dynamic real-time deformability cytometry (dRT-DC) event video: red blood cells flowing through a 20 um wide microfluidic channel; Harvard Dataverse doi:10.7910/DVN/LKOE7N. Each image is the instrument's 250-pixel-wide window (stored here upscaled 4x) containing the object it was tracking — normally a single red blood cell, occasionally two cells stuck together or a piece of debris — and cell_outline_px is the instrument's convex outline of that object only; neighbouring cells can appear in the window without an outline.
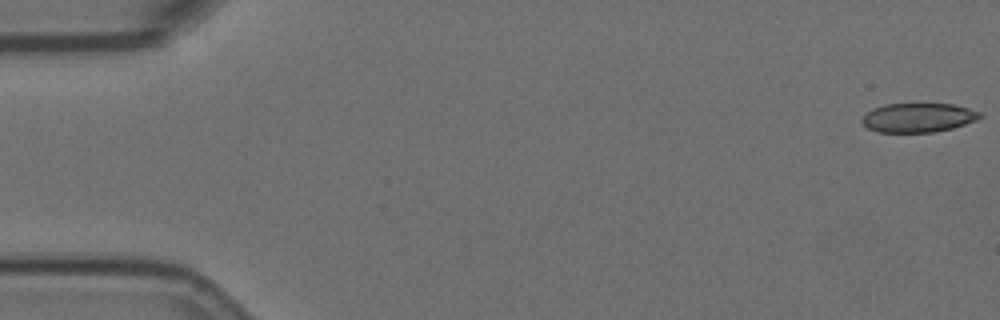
{"species": "Egyptian fruit bat (a non-hibernating species)", "species_latin": "Rousettus aegyptiacus", "temperature_condition": "room temperature", "stored_images_in_passage": 14, "camera_frame_rate_fps": 3000, "um_per_image_px": 0.085, "animal": {"sex": "female"}, "frame": {"image": 1, "passage_image": 1, "time_ms": 0.0, "image_size_px": [1000, 320], "cell_outline_px": [[984, 116], [976, 120], [952, 128], [932, 132], [876, 132], [868, 128], [860, 120], [872, 108], [884, 104], [952, 104], [968, 108], [980, 112]], "centroid_in_image_um": [78.04, 10.0], "position_along_channel_um": 7.0, "area_um2": 19.94}}
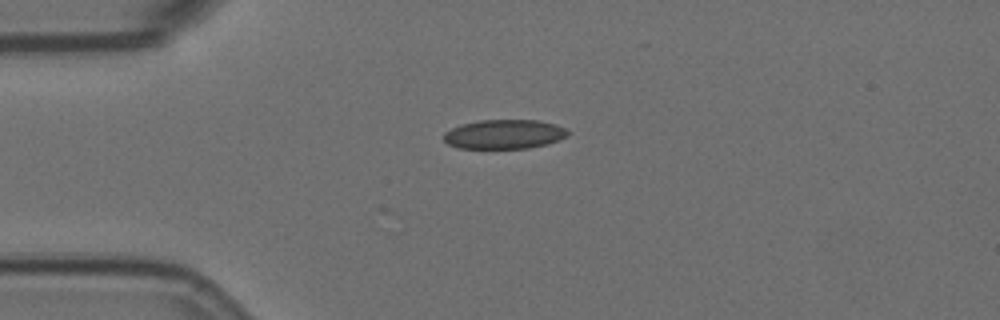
{"frame": {"image": 2, "passage_image": 14, "time_ms": 4.333, "image_size_px": [1000, 320], "cell_outline_px": [[572, 132], [568, 136], [548, 144], [528, 148], [460, 148], [448, 144], [444, 140], [444, 132], [460, 124], [480, 120], [540, 120], [556, 124]], "centroid_in_image_um": [42.89, 11.4], "position_along_channel_um": 42.1, "area_um2": 21.33}}